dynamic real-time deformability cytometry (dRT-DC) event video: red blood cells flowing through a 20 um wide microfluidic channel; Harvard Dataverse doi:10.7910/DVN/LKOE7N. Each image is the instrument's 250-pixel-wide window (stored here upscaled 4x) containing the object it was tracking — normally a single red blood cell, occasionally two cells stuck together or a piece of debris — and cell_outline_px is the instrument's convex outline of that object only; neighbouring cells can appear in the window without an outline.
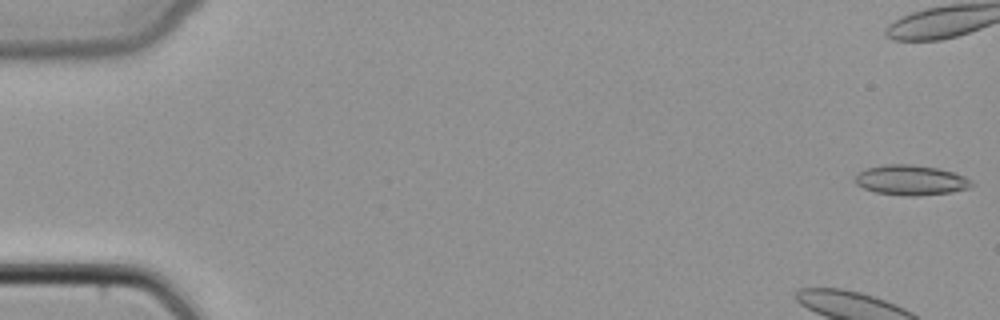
{"species": "common noctule bat (a hibernating species)", "species_latin": "Nyctalus noctula", "temperature_condition": "cold", "stored_images_in_passage": 43, "camera_frame_rate_fps": 3000, "um_per_image_px": 0.085, "animal": {"sex": "female", "body_mass_g": 22.7, "forearm_length_mm": 54.2}, "frame": {"image": 1, "passage_image": 1, "time_ms": 0.0, "image_size_px": [1000, 320], "cell_outline_px": [[976, 184], [968, 188], [952, 192], [916, 196], [904, 196], [876, 192], [864, 188], [856, 184], [852, 180], [864, 168], [884, 164], [912, 164], [936, 168], [952, 172], [964, 176], [972, 180]], "centroid_in_image_um": [77.41, 15.31], "position_along_channel_um": 7.6, "area_um2": 20.58}}